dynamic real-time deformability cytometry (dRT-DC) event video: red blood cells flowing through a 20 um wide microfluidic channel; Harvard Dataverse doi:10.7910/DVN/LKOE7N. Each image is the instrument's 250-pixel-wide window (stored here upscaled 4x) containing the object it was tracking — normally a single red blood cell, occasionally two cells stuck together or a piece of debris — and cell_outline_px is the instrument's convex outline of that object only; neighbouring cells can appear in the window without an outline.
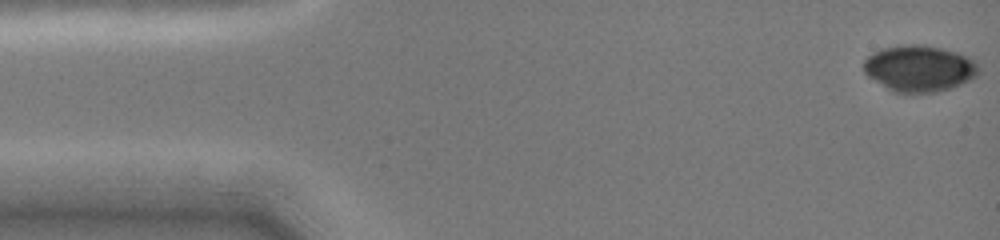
{"species": "common noctule bat (a hibernating species)", "species_latin": "Nyctalus noctula", "temperature_condition": "cold", "stored_images_in_passage": 18, "camera_frame_rate_fps": 3000, "um_per_image_px": 0.085, "animal": {"sex": "female", "body_mass_g": 19.0, "forearm_length_mm": 51.5}, "frame": {"image": 1, "passage_image": 1, "time_ms": 0.0, "image_size_px": [1000, 240], "cell_outline_px": [[980, 72], [976, 76], [952, 88], [936, 92], [892, 92], [868, 76], [864, 72], [864, 60], [872, 52], [880, 48], [900, 44], [924, 44], [956, 52], [968, 56], [976, 60], [980, 68]], "centroid_in_image_um": [78.14, 5.79], "position_along_channel_um": 6.9, "area_um2": 31.33}}
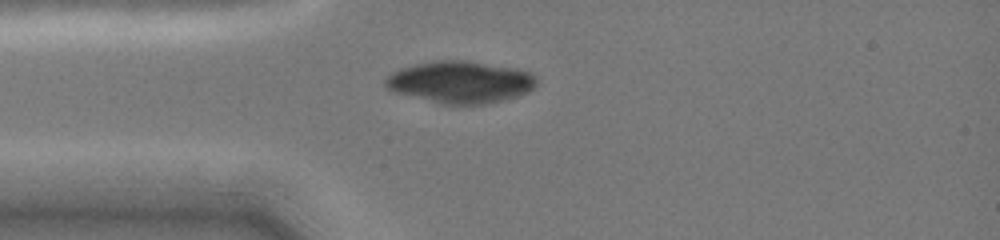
{"frame": {"image": 2, "passage_image": 15, "time_ms": 3.667, "image_size_px": [1000, 240], "cell_outline_px": [[536, 84], [528, 92], [504, 100], [484, 104], [444, 104], [392, 92], [384, 84], [384, 80], [392, 72], [416, 64], [440, 60], [460, 60], [516, 68], [532, 72], [536, 76]], "centroid_in_image_um": [39.14, 6.98], "position_along_channel_um": 45.9, "area_um2": 36.7}}